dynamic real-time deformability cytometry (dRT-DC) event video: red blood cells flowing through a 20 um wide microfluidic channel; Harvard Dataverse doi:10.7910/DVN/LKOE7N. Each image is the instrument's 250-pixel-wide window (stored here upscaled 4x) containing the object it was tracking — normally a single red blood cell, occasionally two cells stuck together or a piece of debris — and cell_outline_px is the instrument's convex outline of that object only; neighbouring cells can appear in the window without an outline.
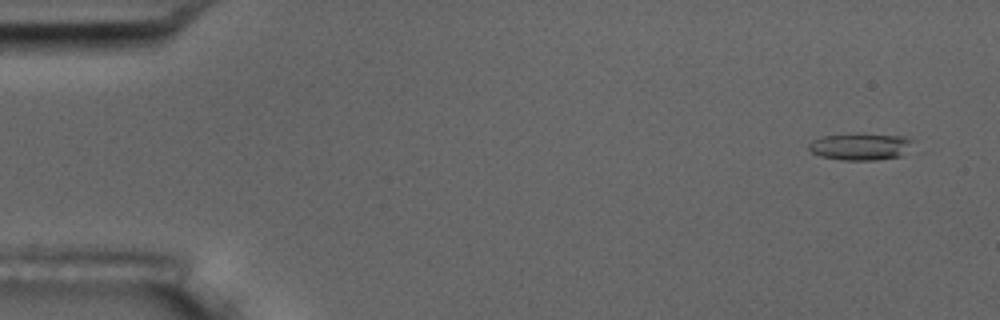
{"species": "common noctule bat (a hibernating species)", "species_latin": "Nyctalus noctula", "temperature_condition": "room temperature", "stored_images_in_passage": 4, "camera_frame_rate_fps": 3000, "um_per_image_px": 0.085, "animal": {"sex": "male", "body_mass_g": 17.5, "forearm_length_mm": 52.3}, "frame": {"image": 1, "passage_image": 1, "time_ms": 0.0, "image_size_px": [1000, 320], "cell_outline_px": [[924, 152], [876, 160], [844, 160], [820, 156], [812, 152], [808, 148], [808, 144], [812, 140], [824, 136], [856, 132], [860, 132], [908, 136]], "centroid_in_image_um": [73.39, 12.44], "position_along_channel_um": 11.6, "area_um2": 17.74}}
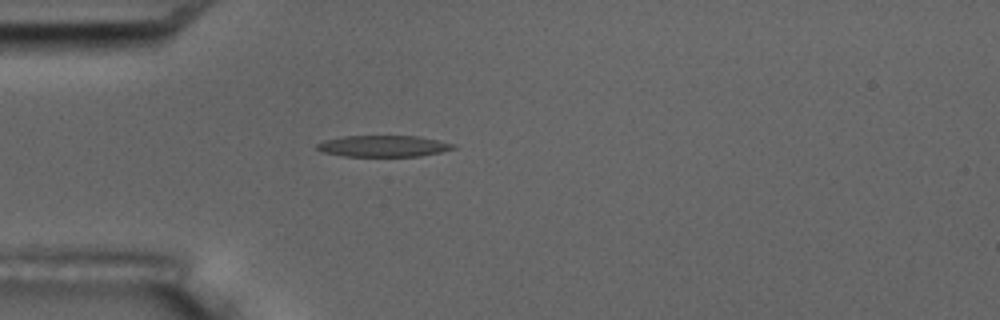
{"frame": {"image": 2, "passage_image": 4, "time_ms": 4.333, "image_size_px": [1000, 320], "cell_outline_px": [[456, 148], [440, 152], [420, 156], [344, 156], [324, 152], [316, 148], [316, 144], [324, 140], [344, 136], [420, 136], [456, 144]], "centroid_in_image_um": [32.61, 12.41], "position_along_channel_um": 52.4, "area_um2": 16.94}}